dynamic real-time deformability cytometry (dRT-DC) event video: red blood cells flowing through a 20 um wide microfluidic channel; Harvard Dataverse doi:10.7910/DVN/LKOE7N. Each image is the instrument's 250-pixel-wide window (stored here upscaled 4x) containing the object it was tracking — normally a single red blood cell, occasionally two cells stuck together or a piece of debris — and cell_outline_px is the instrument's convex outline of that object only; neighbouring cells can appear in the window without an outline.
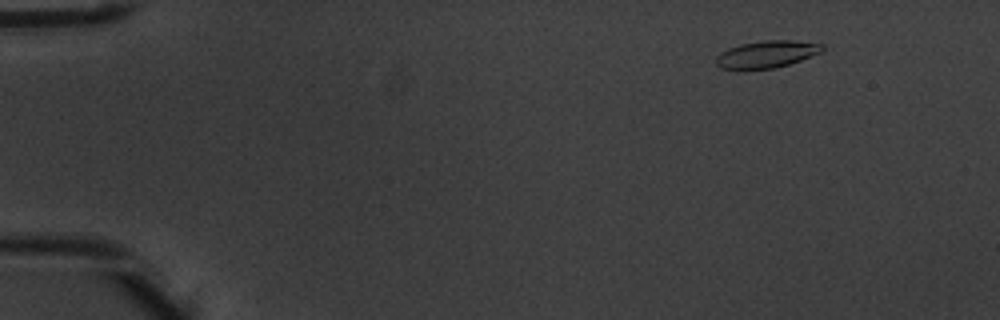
{"species": "common noctule bat (a hibernating species)", "species_latin": "Nyctalus noctula", "temperature_condition": "warm", "stored_images_in_passage": 4, "camera_frame_rate_fps": 3000, "um_per_image_px": 0.085, "animal": {"sex": "male", "body_mass_g": 20.1, "forearm_length_mm": 53.5}, "frame": {"image": 1, "passage_image": 1, "time_ms": 0.0, "image_size_px": [1000, 320], "cell_outline_px": [[824, 48], [820, 52], [800, 60], [776, 68], [744, 72], [720, 68], [716, 64], [716, 56], [720, 52], [728, 48], [740, 44], [764, 40], [792, 40], [824, 44]], "centroid_in_image_um": [65.08, 4.65], "position_along_channel_um": 19.9, "area_um2": 17.34}}
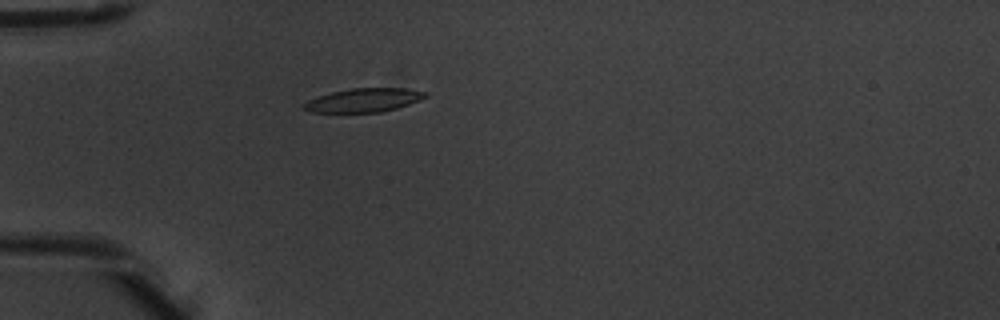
{"frame": {"image": 2, "passage_image": 4, "time_ms": 1.0, "image_size_px": [1000, 320], "cell_outline_px": [[428, 96], [420, 100], [396, 108], [380, 112], [308, 112], [304, 108], [304, 104], [308, 100], [332, 92], [352, 88], [404, 88], [428, 92]], "centroid_in_image_um": [30.96, 8.51], "position_along_channel_um": 54.0, "area_um2": 16.59}}